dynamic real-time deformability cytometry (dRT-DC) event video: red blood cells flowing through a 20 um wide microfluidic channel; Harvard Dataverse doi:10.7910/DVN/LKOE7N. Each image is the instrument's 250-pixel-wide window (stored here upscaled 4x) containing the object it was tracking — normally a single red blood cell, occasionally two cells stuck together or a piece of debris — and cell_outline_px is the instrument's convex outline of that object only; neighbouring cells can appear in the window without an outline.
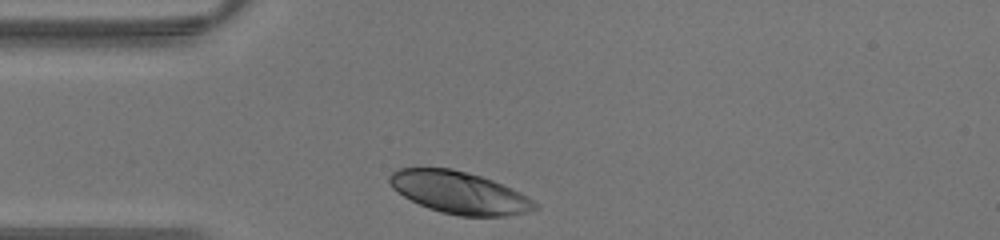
{"species": "human", "species_latin": "Homo sapiens", "temperature_condition": "warm", "stored_images_in_passage": 23, "camera_frame_rate_fps": 3000, "um_per_image_px": 0.085, "donor": {"sex": "male"}, "frame": {"image": 1, "passage_image": 1, "time_ms": 0.0, "image_size_px": [1000, 240], "cell_outline_px": [[540, 208], [528, 212], [504, 216], [460, 216], [440, 212], [428, 208], [404, 196], [392, 188], [388, 180], [388, 176], [392, 172], [400, 168], [452, 168], [468, 172], [492, 180], [512, 188], [520, 192], [540, 204]], "centroid_in_image_um": [39.07, 16.37], "position_along_channel_um": 45.9, "area_um2": 35.78}}
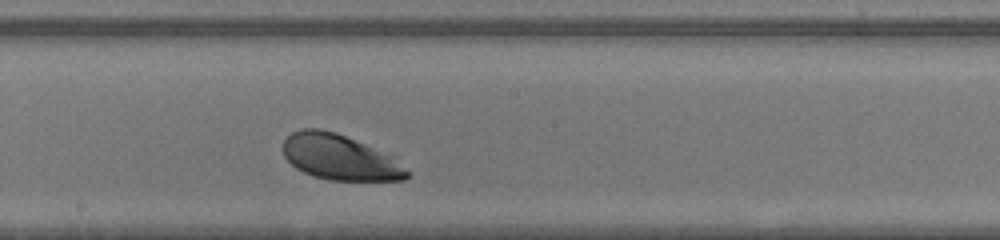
{"frame": {"image": 2, "passage_image": 13, "time_ms": 4.0, "image_size_px": [1000, 240], "cell_outline_px": [[412, 172], [404, 180], [328, 180], [312, 176], [296, 168], [284, 156], [284, 140], [292, 132], [300, 128], [320, 128], [336, 132], [392, 156]], "centroid_in_image_um": [28.88, 13.37], "position_along_channel_um": 219.3, "area_um2": 32.66}}
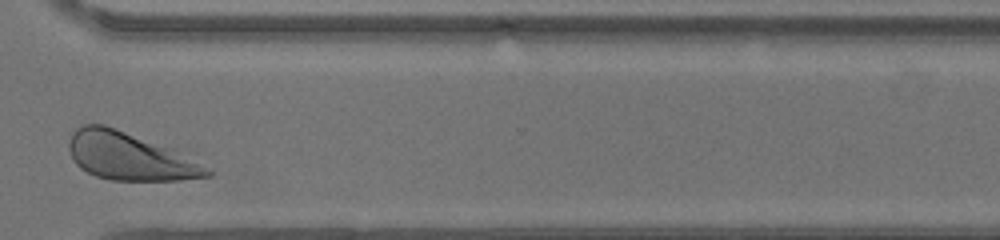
{"frame": {"image": 3, "passage_image": 22, "time_ms": 7.0, "image_size_px": [1000, 240], "cell_outline_px": [[212, 176], [180, 180], [112, 180], [96, 176], [80, 168], [72, 160], [68, 148], [68, 140], [72, 132], [76, 128], [84, 124], [104, 124], [168, 148], [212, 172]], "centroid_in_image_um": [10.87, 13.29], "position_along_channel_um": 359.7, "area_um2": 37.34}}